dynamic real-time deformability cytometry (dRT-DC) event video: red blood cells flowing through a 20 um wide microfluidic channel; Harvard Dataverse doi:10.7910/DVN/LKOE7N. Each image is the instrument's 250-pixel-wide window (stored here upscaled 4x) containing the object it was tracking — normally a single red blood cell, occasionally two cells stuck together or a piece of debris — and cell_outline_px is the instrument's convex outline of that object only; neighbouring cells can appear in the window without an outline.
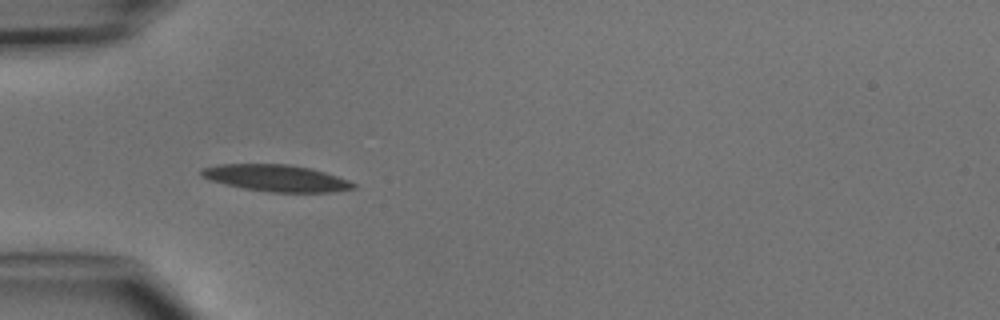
{"species": "common noctule bat (a hibernating species)", "species_latin": "Nyctalus noctula", "temperature_condition": "cold", "stored_images_in_passage": 9, "camera_frame_rate_fps": 3000, "um_per_image_px": 0.085, "animal": {"sex": "male", "body_mass_g": 15.6}, "frame": {"image": 1, "passage_image": 6, "time_ms": 1.667, "image_size_px": [1000, 320], "cell_outline_px": [[356, 188], [332, 192], [268, 192], [244, 188], [224, 184], [208, 180], [200, 176], [200, 168], [216, 164], [288, 164], [312, 168], [348, 180], [356, 184]], "centroid_in_image_um": [23.42, 15.13], "position_along_channel_um": 61.6, "area_um2": 23.81}}
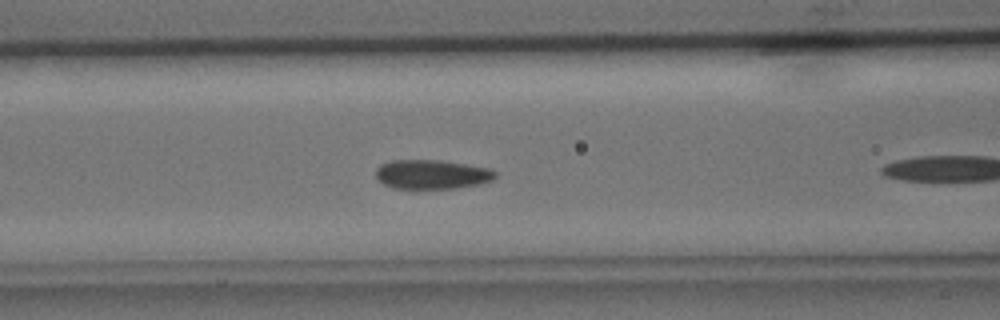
{"frame": {"image": 2, "passage_image": 8, "time_ms": 2.333, "image_size_px": [1000, 320], "cell_outline_px": [[496, 176], [492, 180], [480, 184], [456, 188], [392, 188], [384, 184], [376, 176], [376, 168], [380, 164], [392, 160], [440, 160], [488, 168], [496, 172]], "centroid_in_image_um": [36.69, 14.82], "position_along_channel_um": 129.9, "area_um2": 20.23}}